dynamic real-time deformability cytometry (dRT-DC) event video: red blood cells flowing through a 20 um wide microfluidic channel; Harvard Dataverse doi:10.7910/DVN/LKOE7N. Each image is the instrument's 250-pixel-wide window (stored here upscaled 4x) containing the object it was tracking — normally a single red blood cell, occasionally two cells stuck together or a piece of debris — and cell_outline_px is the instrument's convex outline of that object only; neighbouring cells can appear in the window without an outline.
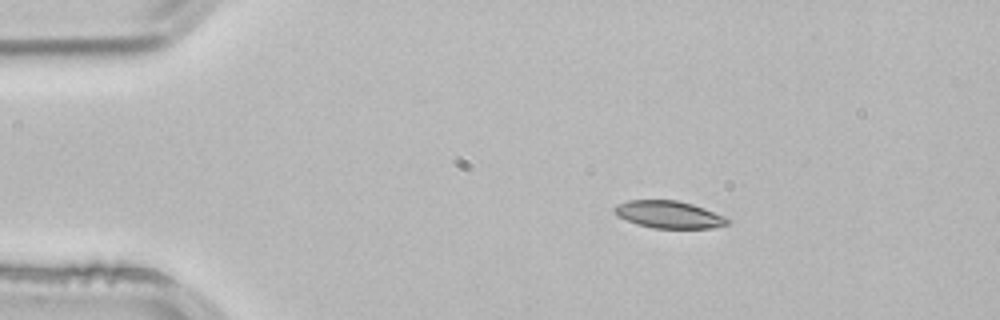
{"species": "common noctule bat (a hibernating species)", "species_latin": "Nyctalus noctula", "temperature_condition": "room temperature", "stored_images_in_passage": 2, "camera_frame_rate_fps": 3000, "um_per_image_px": 0.085, "animal": {"sex": "male", "body_mass_g": 21.5, "forearm_length_mm": 52.0}, "frame": {"image": 1, "passage_image": 1, "time_ms": 0.0, "image_size_px": [1000, 320], "cell_outline_px": [[732, 220], [728, 224], [712, 228], [652, 228], [636, 224], [616, 216], [612, 208], [616, 204], [628, 200], [676, 200], [692, 204], [704, 208], [724, 216]], "centroid_in_image_um": [56.82, 18.24], "position_along_channel_um": 28.2, "area_um2": 18.15}}